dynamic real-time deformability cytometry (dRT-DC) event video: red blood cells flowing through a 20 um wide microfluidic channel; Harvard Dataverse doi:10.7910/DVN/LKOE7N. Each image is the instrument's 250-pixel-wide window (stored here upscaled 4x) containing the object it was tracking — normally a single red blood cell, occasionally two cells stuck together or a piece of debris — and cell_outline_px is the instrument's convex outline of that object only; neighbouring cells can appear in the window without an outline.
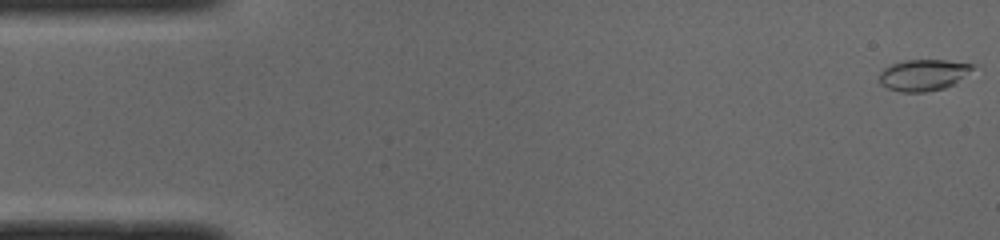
{"species": "common noctule bat (a hibernating species)", "species_latin": "Nyctalus noctula", "temperature_condition": "cold", "stored_images_in_passage": 50, "camera_frame_rate_fps": 3000, "um_per_image_px": 0.085, "animal": {"sex": "male", "body_mass_g": 19.0, "forearm_length_mm": 50.8}, "frame": {"image": 1, "passage_image": 1, "time_ms": 0.0, "image_size_px": [1000, 240], "cell_outline_px": [[976, 64], [956, 84], [944, 88], [924, 92], [900, 92], [888, 88], [880, 84], [880, 72], [884, 68], [892, 64], [904, 60], [944, 60]], "centroid_in_image_um": [78.48, 6.38], "position_along_channel_um": 6.5, "area_um2": 16.99}}
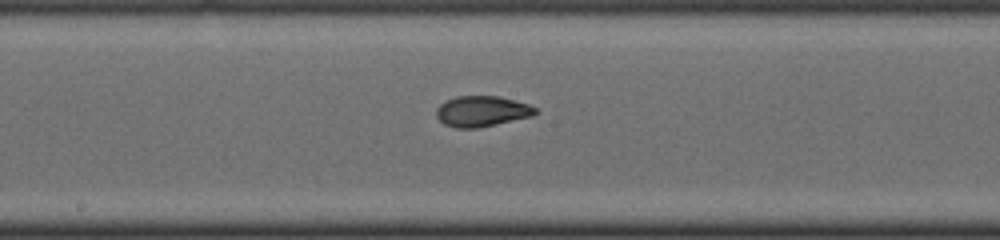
{"frame": {"image": 2, "passage_image": 26, "time_ms": 8.333, "image_size_px": [1000, 240], "cell_outline_px": [[540, 112], [532, 116], [496, 124], [476, 128], [456, 128], [444, 124], [436, 116], [436, 108], [444, 100], [456, 96], [500, 96], [528, 104], [536, 108]], "centroid_in_image_um": [40.95, 9.45], "position_along_channel_um": 207.3, "area_um2": 17.8}}
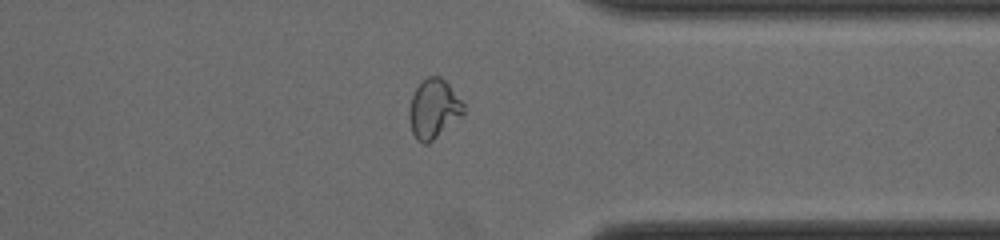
{"frame": {"image": 3, "passage_image": 39, "time_ms": 12.667, "image_size_px": [1000, 240], "cell_outline_px": [[464, 112], [460, 116], [428, 144], [424, 144], [416, 140], [412, 132], [408, 120], [408, 112], [412, 96], [416, 88], [428, 76], [440, 76], [448, 84], [464, 104]], "centroid_in_image_um": [36.82, 9.26], "position_along_channel_um": 374.6, "area_um2": 18.44}, "authors_computed_cell_mechanics": {"area_um2": 17.6868, "velocity_mm_per_s": 3.987, "shape_relaxation_time_tau1_ms": 8.4466, "shape_relaxation_time_tau2_ms": 1.0615, "deformation_change_tau1": 0.2309, "deformation_change_tau2": 0.0628}}